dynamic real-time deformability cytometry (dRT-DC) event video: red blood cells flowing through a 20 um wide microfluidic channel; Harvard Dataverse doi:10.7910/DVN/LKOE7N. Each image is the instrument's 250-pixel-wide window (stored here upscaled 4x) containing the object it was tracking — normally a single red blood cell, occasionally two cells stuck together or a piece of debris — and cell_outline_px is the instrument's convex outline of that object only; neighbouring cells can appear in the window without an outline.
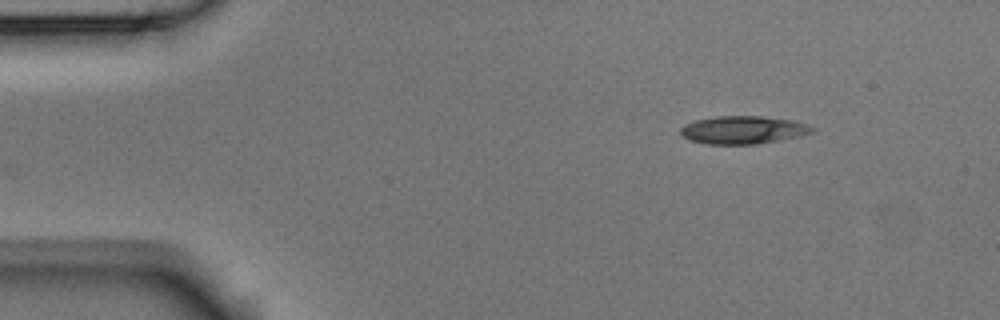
{"species": "Egyptian fruit bat (a non-hibernating species)", "species_latin": "Rousettus aegyptiacus", "temperature_condition": "room temperature", "stored_images_in_passage": 4, "camera_frame_rate_fps": 3000, "um_per_image_px": 0.085, "animal": {"sex": "male"}, "frame": {"image": 1, "passage_image": 1, "time_ms": 0.0, "image_size_px": [1000, 320], "cell_outline_px": [[816, 132], [800, 136], [756, 144], [708, 144], [688, 140], [680, 136], [680, 128], [684, 124], [696, 120], [716, 116], [760, 116], [792, 120], [816, 128]], "centroid_in_image_um": [63.13, 11.05], "position_along_channel_um": 21.9, "area_um2": 21.5}}
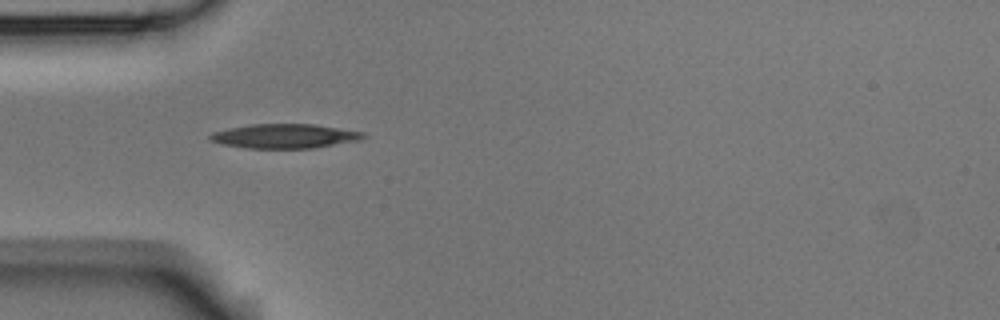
{"frame": {"image": 2, "passage_image": 3, "time_ms": 0.667, "image_size_px": [1000, 320], "cell_outline_px": [[368, 136], [360, 140], [312, 148], [244, 148], [220, 144], [208, 140], [208, 136], [212, 132], [228, 128], [252, 124], [312, 124], [364, 132]], "centroid_in_image_um": [24.15, 11.57], "position_along_channel_um": 60.8, "area_um2": 21.79}}
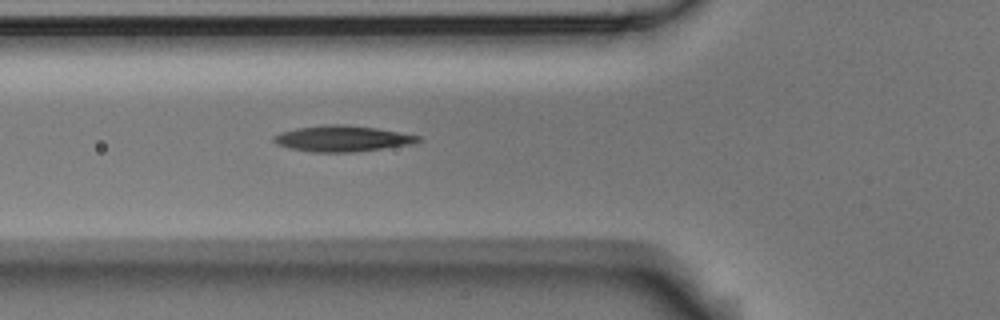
{"frame": {"image": 3, "passage_image": 4, "time_ms": 1.0, "image_size_px": [1000, 320], "cell_outline_px": [[420, 140], [412, 144], [352, 152], [312, 152], [292, 148], [276, 144], [272, 140], [272, 136], [280, 132], [296, 128], [324, 124], [344, 124], [376, 128], [420, 136]], "centroid_in_image_um": [29.04, 11.77], "position_along_channel_um": 96.8, "area_um2": 21.68}}